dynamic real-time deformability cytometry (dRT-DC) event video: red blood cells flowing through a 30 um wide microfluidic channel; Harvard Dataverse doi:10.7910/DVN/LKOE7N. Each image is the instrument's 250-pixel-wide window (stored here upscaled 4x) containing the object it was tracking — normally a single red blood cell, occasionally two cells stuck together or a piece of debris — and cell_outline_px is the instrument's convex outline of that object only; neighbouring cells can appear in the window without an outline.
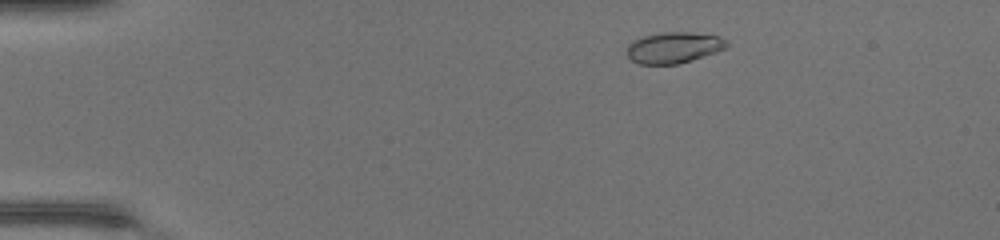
{"species": "common noctule bat (a hibernating species)", "species_latin": "Nyctalus noctula", "temperature_condition": "warm", "stored_images_in_passage": 13, "camera_frame_rate_fps": 3000, "um_per_image_px": 0.085, "animal": {"sex": "female", "body_mass_g": 17.0, "forearm_length_mm": 48.0}, "frame": {"image": 1, "passage_image": 6, "time_ms": 1.667, "image_size_px": [1000, 240], "cell_outline_px": [[728, 44], [724, 48], [716, 52], [692, 60], [676, 64], [640, 64], [632, 60], [628, 56], [628, 44], [632, 40], [644, 36], [664, 32], [692, 32], [720, 36]], "centroid_in_image_um": [57.26, 4.04], "position_along_channel_um": 27.7, "area_um2": 17.92}}